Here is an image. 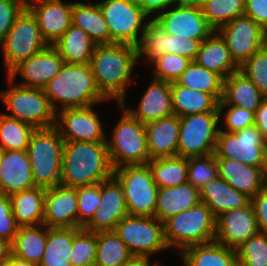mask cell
I'll list each match as a JSON object with an SVG mask.
<instances>
[{
    "instance_id": "6da1fadb",
    "label": "cell",
    "mask_w": 267,
    "mask_h": 266,
    "mask_svg": "<svg viewBox=\"0 0 267 266\" xmlns=\"http://www.w3.org/2000/svg\"><path fill=\"white\" fill-rule=\"evenodd\" d=\"M137 62V46L114 42L96 44L89 64L100 92L108 100L125 103L133 66Z\"/></svg>"
},
{
    "instance_id": "7a4b0ae2",
    "label": "cell",
    "mask_w": 267,
    "mask_h": 266,
    "mask_svg": "<svg viewBox=\"0 0 267 266\" xmlns=\"http://www.w3.org/2000/svg\"><path fill=\"white\" fill-rule=\"evenodd\" d=\"M113 174L107 142L65 141L61 185L77 188L100 183Z\"/></svg>"
},
{
    "instance_id": "3957f363",
    "label": "cell",
    "mask_w": 267,
    "mask_h": 266,
    "mask_svg": "<svg viewBox=\"0 0 267 266\" xmlns=\"http://www.w3.org/2000/svg\"><path fill=\"white\" fill-rule=\"evenodd\" d=\"M43 90L56 113L59 110L89 107L108 100L98 89L90 64L64 62L60 71ZM57 102L62 108L59 109Z\"/></svg>"
},
{
    "instance_id": "277c9868",
    "label": "cell",
    "mask_w": 267,
    "mask_h": 266,
    "mask_svg": "<svg viewBox=\"0 0 267 266\" xmlns=\"http://www.w3.org/2000/svg\"><path fill=\"white\" fill-rule=\"evenodd\" d=\"M64 143L55 126L34 131L27 153L35 186L47 189L60 184Z\"/></svg>"
},
{
    "instance_id": "5b68a950",
    "label": "cell",
    "mask_w": 267,
    "mask_h": 266,
    "mask_svg": "<svg viewBox=\"0 0 267 266\" xmlns=\"http://www.w3.org/2000/svg\"><path fill=\"white\" fill-rule=\"evenodd\" d=\"M164 237L169 248L186 247L215 240L216 217L204 202L180 212L164 223Z\"/></svg>"
},
{
    "instance_id": "8992f818",
    "label": "cell",
    "mask_w": 267,
    "mask_h": 266,
    "mask_svg": "<svg viewBox=\"0 0 267 266\" xmlns=\"http://www.w3.org/2000/svg\"><path fill=\"white\" fill-rule=\"evenodd\" d=\"M123 109L122 117L113 128L110 140H106L113 169L124 165L147 164L149 155L145 124Z\"/></svg>"
},
{
    "instance_id": "52a82bcc",
    "label": "cell",
    "mask_w": 267,
    "mask_h": 266,
    "mask_svg": "<svg viewBox=\"0 0 267 266\" xmlns=\"http://www.w3.org/2000/svg\"><path fill=\"white\" fill-rule=\"evenodd\" d=\"M10 88L0 91V99L11 113L4 115L38 128L55 126L56 112L43 89L15 84L7 76Z\"/></svg>"
},
{
    "instance_id": "ba28073f",
    "label": "cell",
    "mask_w": 267,
    "mask_h": 266,
    "mask_svg": "<svg viewBox=\"0 0 267 266\" xmlns=\"http://www.w3.org/2000/svg\"><path fill=\"white\" fill-rule=\"evenodd\" d=\"M113 176L122 186L129 215L155 217L159 188L148 164L118 167Z\"/></svg>"
},
{
    "instance_id": "9c48e42d",
    "label": "cell",
    "mask_w": 267,
    "mask_h": 266,
    "mask_svg": "<svg viewBox=\"0 0 267 266\" xmlns=\"http://www.w3.org/2000/svg\"><path fill=\"white\" fill-rule=\"evenodd\" d=\"M0 45L6 75L21 61L27 60L48 46L42 37L36 17L27 7L17 17Z\"/></svg>"
},
{
    "instance_id": "30bf717a",
    "label": "cell",
    "mask_w": 267,
    "mask_h": 266,
    "mask_svg": "<svg viewBox=\"0 0 267 266\" xmlns=\"http://www.w3.org/2000/svg\"><path fill=\"white\" fill-rule=\"evenodd\" d=\"M177 155L185 158L215 152L221 120L219 112L196 113L179 117Z\"/></svg>"
},
{
    "instance_id": "8fae6325",
    "label": "cell",
    "mask_w": 267,
    "mask_h": 266,
    "mask_svg": "<svg viewBox=\"0 0 267 266\" xmlns=\"http://www.w3.org/2000/svg\"><path fill=\"white\" fill-rule=\"evenodd\" d=\"M114 232L133 256L151 258L169 248L164 237V224L155 217L127 215L119 221Z\"/></svg>"
},
{
    "instance_id": "7c38bea8",
    "label": "cell",
    "mask_w": 267,
    "mask_h": 266,
    "mask_svg": "<svg viewBox=\"0 0 267 266\" xmlns=\"http://www.w3.org/2000/svg\"><path fill=\"white\" fill-rule=\"evenodd\" d=\"M98 5L107 22L110 43L137 46L144 34L148 17L138 3L132 0H104Z\"/></svg>"
},
{
    "instance_id": "4fadbf2b",
    "label": "cell",
    "mask_w": 267,
    "mask_h": 266,
    "mask_svg": "<svg viewBox=\"0 0 267 266\" xmlns=\"http://www.w3.org/2000/svg\"><path fill=\"white\" fill-rule=\"evenodd\" d=\"M214 154L216 158L234 159L250 166L267 168V142L255 125L235 133L219 128Z\"/></svg>"
},
{
    "instance_id": "5bb4252c",
    "label": "cell",
    "mask_w": 267,
    "mask_h": 266,
    "mask_svg": "<svg viewBox=\"0 0 267 266\" xmlns=\"http://www.w3.org/2000/svg\"><path fill=\"white\" fill-rule=\"evenodd\" d=\"M217 32L225 40L238 67L267 43V31L246 15L231 20Z\"/></svg>"
},
{
    "instance_id": "9a60e30c",
    "label": "cell",
    "mask_w": 267,
    "mask_h": 266,
    "mask_svg": "<svg viewBox=\"0 0 267 266\" xmlns=\"http://www.w3.org/2000/svg\"><path fill=\"white\" fill-rule=\"evenodd\" d=\"M168 34L203 42L215 30L209 25L201 6L177 3L154 17Z\"/></svg>"
},
{
    "instance_id": "2e32d148",
    "label": "cell",
    "mask_w": 267,
    "mask_h": 266,
    "mask_svg": "<svg viewBox=\"0 0 267 266\" xmlns=\"http://www.w3.org/2000/svg\"><path fill=\"white\" fill-rule=\"evenodd\" d=\"M93 107L67 108L56 113L55 127L64 141L106 142L105 130Z\"/></svg>"
},
{
    "instance_id": "e0dca14e",
    "label": "cell",
    "mask_w": 267,
    "mask_h": 266,
    "mask_svg": "<svg viewBox=\"0 0 267 266\" xmlns=\"http://www.w3.org/2000/svg\"><path fill=\"white\" fill-rule=\"evenodd\" d=\"M101 200L92 219L83 227L93 232L114 231L128 214L120 182L114 177L100 182Z\"/></svg>"
},
{
    "instance_id": "ac0fdd59",
    "label": "cell",
    "mask_w": 267,
    "mask_h": 266,
    "mask_svg": "<svg viewBox=\"0 0 267 266\" xmlns=\"http://www.w3.org/2000/svg\"><path fill=\"white\" fill-rule=\"evenodd\" d=\"M259 232L251 204L225 211L216 217L215 241L236 249Z\"/></svg>"
},
{
    "instance_id": "d6986e66",
    "label": "cell",
    "mask_w": 267,
    "mask_h": 266,
    "mask_svg": "<svg viewBox=\"0 0 267 266\" xmlns=\"http://www.w3.org/2000/svg\"><path fill=\"white\" fill-rule=\"evenodd\" d=\"M63 64L60 54L52 45H48L27 60L21 61L6 76L15 81L17 75H20L25 81L18 85L43 89Z\"/></svg>"
},
{
    "instance_id": "ffe728a7",
    "label": "cell",
    "mask_w": 267,
    "mask_h": 266,
    "mask_svg": "<svg viewBox=\"0 0 267 266\" xmlns=\"http://www.w3.org/2000/svg\"><path fill=\"white\" fill-rule=\"evenodd\" d=\"M72 3L62 0H27V8L36 17L43 39L54 44L72 25Z\"/></svg>"
},
{
    "instance_id": "44dd1931",
    "label": "cell",
    "mask_w": 267,
    "mask_h": 266,
    "mask_svg": "<svg viewBox=\"0 0 267 266\" xmlns=\"http://www.w3.org/2000/svg\"><path fill=\"white\" fill-rule=\"evenodd\" d=\"M77 189L61 184L47 188L43 224L48 228H78Z\"/></svg>"
},
{
    "instance_id": "7402d4cb",
    "label": "cell",
    "mask_w": 267,
    "mask_h": 266,
    "mask_svg": "<svg viewBox=\"0 0 267 266\" xmlns=\"http://www.w3.org/2000/svg\"><path fill=\"white\" fill-rule=\"evenodd\" d=\"M119 104L144 124L174 115L171 83L163 80L150 82L135 109L127 108L126 103Z\"/></svg>"
},
{
    "instance_id": "603a6c76",
    "label": "cell",
    "mask_w": 267,
    "mask_h": 266,
    "mask_svg": "<svg viewBox=\"0 0 267 266\" xmlns=\"http://www.w3.org/2000/svg\"><path fill=\"white\" fill-rule=\"evenodd\" d=\"M35 187L27 150H6L0 163V194L14 193Z\"/></svg>"
},
{
    "instance_id": "cb8c5ba5",
    "label": "cell",
    "mask_w": 267,
    "mask_h": 266,
    "mask_svg": "<svg viewBox=\"0 0 267 266\" xmlns=\"http://www.w3.org/2000/svg\"><path fill=\"white\" fill-rule=\"evenodd\" d=\"M217 165L218 177L250 198L265 188L267 168L254 167L227 158H217Z\"/></svg>"
},
{
    "instance_id": "d4e9b609",
    "label": "cell",
    "mask_w": 267,
    "mask_h": 266,
    "mask_svg": "<svg viewBox=\"0 0 267 266\" xmlns=\"http://www.w3.org/2000/svg\"><path fill=\"white\" fill-rule=\"evenodd\" d=\"M151 159L177 156L180 120L177 115L145 124Z\"/></svg>"
},
{
    "instance_id": "484cf974",
    "label": "cell",
    "mask_w": 267,
    "mask_h": 266,
    "mask_svg": "<svg viewBox=\"0 0 267 266\" xmlns=\"http://www.w3.org/2000/svg\"><path fill=\"white\" fill-rule=\"evenodd\" d=\"M200 191L189 182L158 191L155 218L164 223L176 214L186 211L200 202Z\"/></svg>"
},
{
    "instance_id": "4316f807",
    "label": "cell",
    "mask_w": 267,
    "mask_h": 266,
    "mask_svg": "<svg viewBox=\"0 0 267 266\" xmlns=\"http://www.w3.org/2000/svg\"><path fill=\"white\" fill-rule=\"evenodd\" d=\"M265 96L239 70L224 79L223 96L218 105H232L256 112Z\"/></svg>"
},
{
    "instance_id": "83f0119b",
    "label": "cell",
    "mask_w": 267,
    "mask_h": 266,
    "mask_svg": "<svg viewBox=\"0 0 267 266\" xmlns=\"http://www.w3.org/2000/svg\"><path fill=\"white\" fill-rule=\"evenodd\" d=\"M194 61L220 75L223 79L239 70L231 58L225 40L217 31H214L201 43Z\"/></svg>"
},
{
    "instance_id": "f1b7e54d",
    "label": "cell",
    "mask_w": 267,
    "mask_h": 266,
    "mask_svg": "<svg viewBox=\"0 0 267 266\" xmlns=\"http://www.w3.org/2000/svg\"><path fill=\"white\" fill-rule=\"evenodd\" d=\"M200 200L206 204L215 217L225 211L246 207L250 204V197L235 190L220 177L209 181L201 188Z\"/></svg>"
},
{
    "instance_id": "f546056e",
    "label": "cell",
    "mask_w": 267,
    "mask_h": 266,
    "mask_svg": "<svg viewBox=\"0 0 267 266\" xmlns=\"http://www.w3.org/2000/svg\"><path fill=\"white\" fill-rule=\"evenodd\" d=\"M184 266H239L236 249L212 242L186 247L180 253Z\"/></svg>"
},
{
    "instance_id": "4dcf8cb0",
    "label": "cell",
    "mask_w": 267,
    "mask_h": 266,
    "mask_svg": "<svg viewBox=\"0 0 267 266\" xmlns=\"http://www.w3.org/2000/svg\"><path fill=\"white\" fill-rule=\"evenodd\" d=\"M46 189L33 187L10 195L12 213L19 226L43 224Z\"/></svg>"
},
{
    "instance_id": "1f68e13d",
    "label": "cell",
    "mask_w": 267,
    "mask_h": 266,
    "mask_svg": "<svg viewBox=\"0 0 267 266\" xmlns=\"http://www.w3.org/2000/svg\"><path fill=\"white\" fill-rule=\"evenodd\" d=\"M52 46L65 63L89 64L96 43L82 29L71 25Z\"/></svg>"
},
{
    "instance_id": "d6a6232c",
    "label": "cell",
    "mask_w": 267,
    "mask_h": 266,
    "mask_svg": "<svg viewBox=\"0 0 267 266\" xmlns=\"http://www.w3.org/2000/svg\"><path fill=\"white\" fill-rule=\"evenodd\" d=\"M174 115L178 117L196 113L219 112V102L206 92L171 83Z\"/></svg>"
},
{
    "instance_id": "836d02e7",
    "label": "cell",
    "mask_w": 267,
    "mask_h": 266,
    "mask_svg": "<svg viewBox=\"0 0 267 266\" xmlns=\"http://www.w3.org/2000/svg\"><path fill=\"white\" fill-rule=\"evenodd\" d=\"M71 18L72 25L82 29L96 44L110 43L107 22L98 3H73Z\"/></svg>"
},
{
    "instance_id": "e575fe53",
    "label": "cell",
    "mask_w": 267,
    "mask_h": 266,
    "mask_svg": "<svg viewBox=\"0 0 267 266\" xmlns=\"http://www.w3.org/2000/svg\"><path fill=\"white\" fill-rule=\"evenodd\" d=\"M46 246V226H19L11 243V254L35 264H39Z\"/></svg>"
},
{
    "instance_id": "d590c367",
    "label": "cell",
    "mask_w": 267,
    "mask_h": 266,
    "mask_svg": "<svg viewBox=\"0 0 267 266\" xmlns=\"http://www.w3.org/2000/svg\"><path fill=\"white\" fill-rule=\"evenodd\" d=\"M72 244L73 228H48L46 226V246L38 266H71Z\"/></svg>"
},
{
    "instance_id": "8d00e7d4",
    "label": "cell",
    "mask_w": 267,
    "mask_h": 266,
    "mask_svg": "<svg viewBox=\"0 0 267 266\" xmlns=\"http://www.w3.org/2000/svg\"><path fill=\"white\" fill-rule=\"evenodd\" d=\"M147 164L159 189L187 182L188 158L178 155L153 158Z\"/></svg>"
},
{
    "instance_id": "74e56055",
    "label": "cell",
    "mask_w": 267,
    "mask_h": 266,
    "mask_svg": "<svg viewBox=\"0 0 267 266\" xmlns=\"http://www.w3.org/2000/svg\"><path fill=\"white\" fill-rule=\"evenodd\" d=\"M176 83L211 94L218 102L222 100L224 79L195 61L183 71Z\"/></svg>"
},
{
    "instance_id": "f35d334b",
    "label": "cell",
    "mask_w": 267,
    "mask_h": 266,
    "mask_svg": "<svg viewBox=\"0 0 267 266\" xmlns=\"http://www.w3.org/2000/svg\"><path fill=\"white\" fill-rule=\"evenodd\" d=\"M97 233L95 266H121L133 255L114 231Z\"/></svg>"
},
{
    "instance_id": "ab89813d",
    "label": "cell",
    "mask_w": 267,
    "mask_h": 266,
    "mask_svg": "<svg viewBox=\"0 0 267 266\" xmlns=\"http://www.w3.org/2000/svg\"><path fill=\"white\" fill-rule=\"evenodd\" d=\"M36 130L32 125L0 113V147L6 150H27Z\"/></svg>"
},
{
    "instance_id": "60d3db41",
    "label": "cell",
    "mask_w": 267,
    "mask_h": 266,
    "mask_svg": "<svg viewBox=\"0 0 267 266\" xmlns=\"http://www.w3.org/2000/svg\"><path fill=\"white\" fill-rule=\"evenodd\" d=\"M201 8L209 25L217 31L245 14V0H206Z\"/></svg>"
},
{
    "instance_id": "b9f144b4",
    "label": "cell",
    "mask_w": 267,
    "mask_h": 266,
    "mask_svg": "<svg viewBox=\"0 0 267 266\" xmlns=\"http://www.w3.org/2000/svg\"><path fill=\"white\" fill-rule=\"evenodd\" d=\"M144 34L137 45L138 63L145 56L146 62L151 63L154 59L167 53V33L160 23L153 17L146 21Z\"/></svg>"
},
{
    "instance_id": "7bdbcfd3",
    "label": "cell",
    "mask_w": 267,
    "mask_h": 266,
    "mask_svg": "<svg viewBox=\"0 0 267 266\" xmlns=\"http://www.w3.org/2000/svg\"><path fill=\"white\" fill-rule=\"evenodd\" d=\"M97 233L84 228H73L70 251L71 266H95Z\"/></svg>"
},
{
    "instance_id": "ee69618b",
    "label": "cell",
    "mask_w": 267,
    "mask_h": 266,
    "mask_svg": "<svg viewBox=\"0 0 267 266\" xmlns=\"http://www.w3.org/2000/svg\"><path fill=\"white\" fill-rule=\"evenodd\" d=\"M218 177L217 158L214 153L188 158L187 182L199 191Z\"/></svg>"
},
{
    "instance_id": "f6af8a7d",
    "label": "cell",
    "mask_w": 267,
    "mask_h": 266,
    "mask_svg": "<svg viewBox=\"0 0 267 266\" xmlns=\"http://www.w3.org/2000/svg\"><path fill=\"white\" fill-rule=\"evenodd\" d=\"M239 266H267V233L258 232L236 248Z\"/></svg>"
},
{
    "instance_id": "bcb514c9",
    "label": "cell",
    "mask_w": 267,
    "mask_h": 266,
    "mask_svg": "<svg viewBox=\"0 0 267 266\" xmlns=\"http://www.w3.org/2000/svg\"><path fill=\"white\" fill-rule=\"evenodd\" d=\"M192 61L186 57L177 54L166 53L154 59L151 64L154 65L153 78L166 82H176L183 71Z\"/></svg>"
},
{
    "instance_id": "7dc6e473",
    "label": "cell",
    "mask_w": 267,
    "mask_h": 266,
    "mask_svg": "<svg viewBox=\"0 0 267 266\" xmlns=\"http://www.w3.org/2000/svg\"><path fill=\"white\" fill-rule=\"evenodd\" d=\"M239 71L267 97V43L246 60L239 67Z\"/></svg>"
},
{
    "instance_id": "c3c4849f",
    "label": "cell",
    "mask_w": 267,
    "mask_h": 266,
    "mask_svg": "<svg viewBox=\"0 0 267 266\" xmlns=\"http://www.w3.org/2000/svg\"><path fill=\"white\" fill-rule=\"evenodd\" d=\"M78 228H83L93 217L101 200L100 183L77 187Z\"/></svg>"
},
{
    "instance_id": "681fc988",
    "label": "cell",
    "mask_w": 267,
    "mask_h": 266,
    "mask_svg": "<svg viewBox=\"0 0 267 266\" xmlns=\"http://www.w3.org/2000/svg\"><path fill=\"white\" fill-rule=\"evenodd\" d=\"M225 107H228L224 115V125L226 129H221L222 131H227L230 133H235L244 128L253 126L255 123V112L247 111L246 109L232 106V105H218V110L220 117L222 111Z\"/></svg>"
},
{
    "instance_id": "f907efd6",
    "label": "cell",
    "mask_w": 267,
    "mask_h": 266,
    "mask_svg": "<svg viewBox=\"0 0 267 266\" xmlns=\"http://www.w3.org/2000/svg\"><path fill=\"white\" fill-rule=\"evenodd\" d=\"M26 7L27 0H0V44Z\"/></svg>"
},
{
    "instance_id": "816d5d0a",
    "label": "cell",
    "mask_w": 267,
    "mask_h": 266,
    "mask_svg": "<svg viewBox=\"0 0 267 266\" xmlns=\"http://www.w3.org/2000/svg\"><path fill=\"white\" fill-rule=\"evenodd\" d=\"M18 228L19 225L12 213L10 197L0 194V239L12 243Z\"/></svg>"
},
{
    "instance_id": "f5cc1de1",
    "label": "cell",
    "mask_w": 267,
    "mask_h": 266,
    "mask_svg": "<svg viewBox=\"0 0 267 266\" xmlns=\"http://www.w3.org/2000/svg\"><path fill=\"white\" fill-rule=\"evenodd\" d=\"M201 43L200 40L182 38L167 33V52L186 57L191 61L196 59Z\"/></svg>"
},
{
    "instance_id": "db71d44e",
    "label": "cell",
    "mask_w": 267,
    "mask_h": 266,
    "mask_svg": "<svg viewBox=\"0 0 267 266\" xmlns=\"http://www.w3.org/2000/svg\"><path fill=\"white\" fill-rule=\"evenodd\" d=\"M250 204L255 213L259 232L267 233V188L250 198Z\"/></svg>"
},
{
    "instance_id": "11a10c76",
    "label": "cell",
    "mask_w": 267,
    "mask_h": 266,
    "mask_svg": "<svg viewBox=\"0 0 267 266\" xmlns=\"http://www.w3.org/2000/svg\"><path fill=\"white\" fill-rule=\"evenodd\" d=\"M267 31V0H245V14Z\"/></svg>"
},
{
    "instance_id": "9f6ffc18",
    "label": "cell",
    "mask_w": 267,
    "mask_h": 266,
    "mask_svg": "<svg viewBox=\"0 0 267 266\" xmlns=\"http://www.w3.org/2000/svg\"><path fill=\"white\" fill-rule=\"evenodd\" d=\"M138 5L147 15L162 13L170 6L179 3L178 0H137Z\"/></svg>"
},
{
    "instance_id": "6f0895ef",
    "label": "cell",
    "mask_w": 267,
    "mask_h": 266,
    "mask_svg": "<svg viewBox=\"0 0 267 266\" xmlns=\"http://www.w3.org/2000/svg\"><path fill=\"white\" fill-rule=\"evenodd\" d=\"M254 125L261 131L264 140L267 142V97H265L260 107L255 112Z\"/></svg>"
},
{
    "instance_id": "680465c9",
    "label": "cell",
    "mask_w": 267,
    "mask_h": 266,
    "mask_svg": "<svg viewBox=\"0 0 267 266\" xmlns=\"http://www.w3.org/2000/svg\"><path fill=\"white\" fill-rule=\"evenodd\" d=\"M159 262H150V258L144 256H132L121 266H161Z\"/></svg>"
},
{
    "instance_id": "91938a15",
    "label": "cell",
    "mask_w": 267,
    "mask_h": 266,
    "mask_svg": "<svg viewBox=\"0 0 267 266\" xmlns=\"http://www.w3.org/2000/svg\"><path fill=\"white\" fill-rule=\"evenodd\" d=\"M10 254L11 243L4 239H0V263L7 261Z\"/></svg>"
},
{
    "instance_id": "94428289",
    "label": "cell",
    "mask_w": 267,
    "mask_h": 266,
    "mask_svg": "<svg viewBox=\"0 0 267 266\" xmlns=\"http://www.w3.org/2000/svg\"><path fill=\"white\" fill-rule=\"evenodd\" d=\"M7 261L11 264V266H38L35 263L20 259L14 256L13 254H10L9 259Z\"/></svg>"
},
{
    "instance_id": "6125c7cd",
    "label": "cell",
    "mask_w": 267,
    "mask_h": 266,
    "mask_svg": "<svg viewBox=\"0 0 267 266\" xmlns=\"http://www.w3.org/2000/svg\"><path fill=\"white\" fill-rule=\"evenodd\" d=\"M178 1H179V3H182V4L202 6V4L206 0H178Z\"/></svg>"
},
{
    "instance_id": "be15d7a7",
    "label": "cell",
    "mask_w": 267,
    "mask_h": 266,
    "mask_svg": "<svg viewBox=\"0 0 267 266\" xmlns=\"http://www.w3.org/2000/svg\"><path fill=\"white\" fill-rule=\"evenodd\" d=\"M4 149L2 147H0V163H1V159H2V156L4 154Z\"/></svg>"
},
{
    "instance_id": "e7e4bbea",
    "label": "cell",
    "mask_w": 267,
    "mask_h": 266,
    "mask_svg": "<svg viewBox=\"0 0 267 266\" xmlns=\"http://www.w3.org/2000/svg\"><path fill=\"white\" fill-rule=\"evenodd\" d=\"M0 266H11V264L8 261L0 263Z\"/></svg>"
},
{
    "instance_id": "03108f58",
    "label": "cell",
    "mask_w": 267,
    "mask_h": 266,
    "mask_svg": "<svg viewBox=\"0 0 267 266\" xmlns=\"http://www.w3.org/2000/svg\"><path fill=\"white\" fill-rule=\"evenodd\" d=\"M265 187L267 188V170H266V180H265Z\"/></svg>"
}]
</instances>
